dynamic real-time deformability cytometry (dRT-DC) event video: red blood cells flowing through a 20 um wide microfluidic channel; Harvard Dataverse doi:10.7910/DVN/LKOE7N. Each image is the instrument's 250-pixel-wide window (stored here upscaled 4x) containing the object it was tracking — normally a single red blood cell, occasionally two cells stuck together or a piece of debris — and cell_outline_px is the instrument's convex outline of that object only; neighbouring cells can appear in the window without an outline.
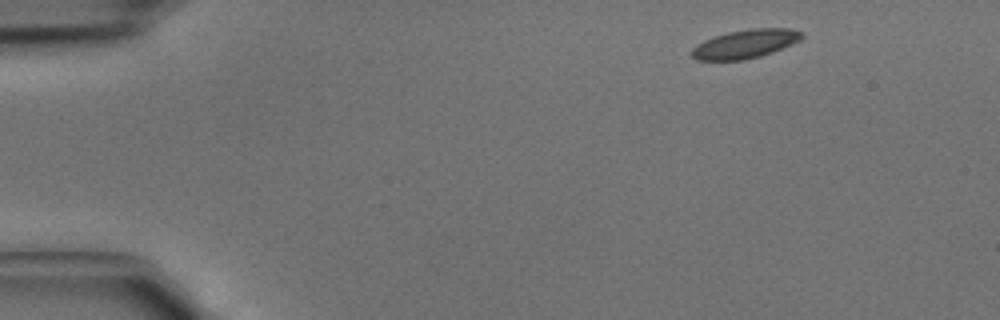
{"species": "common noctule bat (a hibernating species)", "species_latin": "Nyctalus noctula", "temperature_condition": "cold", "stored_images_in_passage": 3, "camera_frame_rate_fps": 3000, "um_per_image_px": 0.085, "animal": {"sex": "male", "body_mass_g": 15.6}, "frame": {"image": 1, "passage_image": 1, "time_ms": 0.0, "image_size_px": [1000, 320], "cell_outline_px": [[804, 36], [800, 40], [792, 44], [772, 52], [760, 56], [744, 60], [696, 60], [692, 56], [692, 48], [696, 44], [704, 40], [728, 32], [752, 28], [792, 28], [804, 32]], "centroid_in_image_um": [63.38, 3.72], "position_along_channel_um": 21.6, "area_um2": 18.44}}
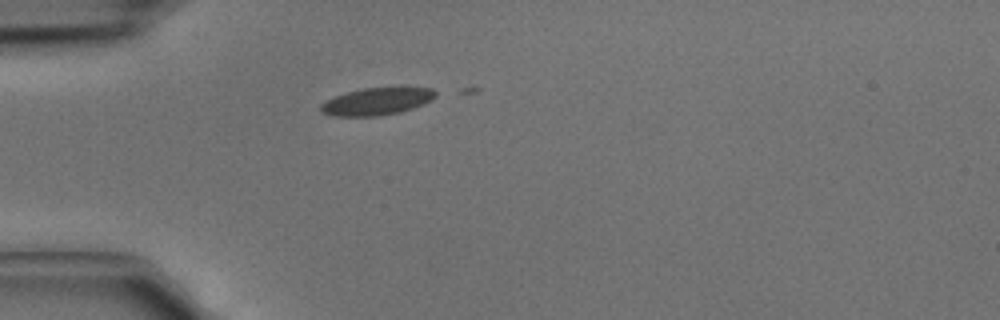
{"frame": {"image": 2, "passage_image": 3, "time_ms": 0.667, "image_size_px": [1000, 320], "cell_outline_px": [[436, 96], [432, 100], [424, 104], [400, 112], [376, 116], [332, 116], [320, 112], [320, 104], [336, 96], [348, 92], [364, 88], [400, 84], [404, 84], [432, 88], [436, 92]], "centroid_in_image_um": [32.13, 8.56], "position_along_channel_um": 52.9, "area_um2": 19.07}}